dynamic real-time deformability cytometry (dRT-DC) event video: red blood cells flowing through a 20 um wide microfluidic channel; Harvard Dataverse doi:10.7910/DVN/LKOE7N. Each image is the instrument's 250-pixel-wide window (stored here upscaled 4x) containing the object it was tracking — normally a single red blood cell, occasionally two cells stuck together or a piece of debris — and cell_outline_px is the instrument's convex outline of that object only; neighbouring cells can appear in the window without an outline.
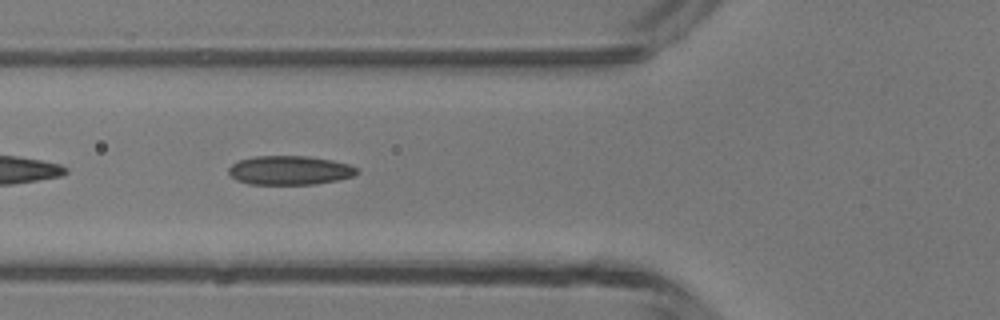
{"species": "common noctule bat (a hibernating species)", "species_latin": "Nyctalus noctula", "temperature_condition": "room temperature", "stored_images_in_passage": 46, "camera_frame_rate_fps": 3000, "um_per_image_px": 0.085, "animal": {"sex": "male", "body_mass_g": 13.3}, "frame": {"image": 1, "passage_image": 17, "time_ms": 5.333, "image_size_px": [1000, 320], "cell_outline_px": [[360, 172], [352, 176], [336, 180], [316, 184], [248, 184], [236, 180], [228, 172], [228, 168], [232, 164], [240, 160], [252, 156], [308, 156], [332, 160], [348, 164], [356, 168]], "centroid_in_image_um": [24.6, 14.47], "position_along_channel_um": 101.2, "area_um2": 21.68}}
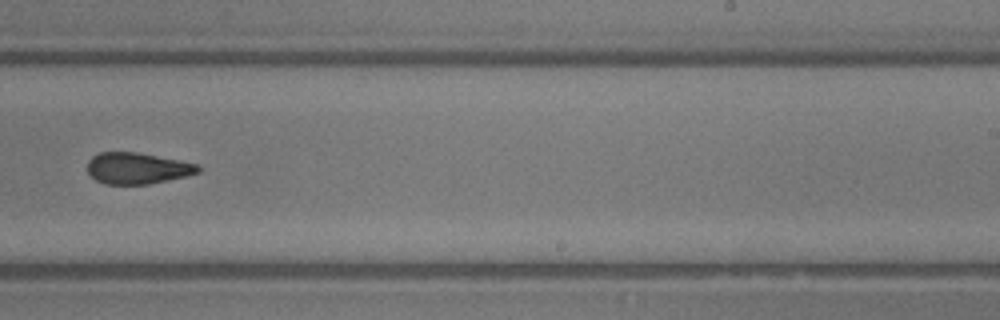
{"frame": {"image": 2, "passage_image": 29, "time_ms": 9.333, "image_size_px": [1000, 320], "cell_outline_px": [[200, 172], [184, 176], [148, 184], [104, 184], [96, 180], [88, 172], [88, 160], [92, 156], [100, 152], [136, 152], [200, 164]], "centroid_in_image_um": [11.66, 14.3], "position_along_channel_um": 277.3, "area_um2": 20.06}}
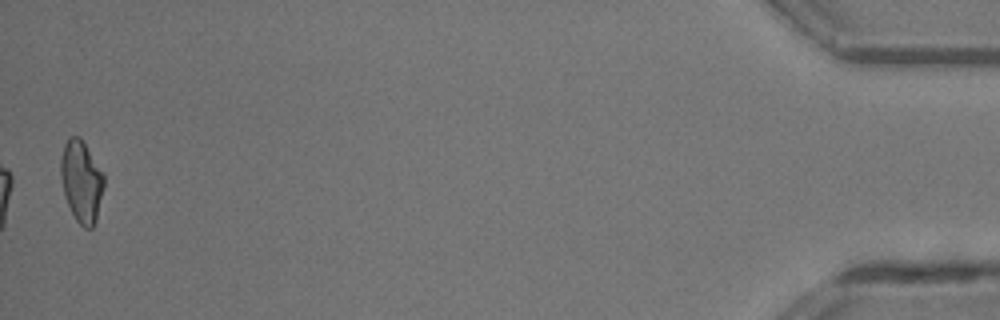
{"frame": {"image": 3, "passage_image": 46, "time_ms": 15.0, "image_size_px": [1000, 320], "cell_outline_px": [[104, 188], [96, 220], [92, 228], [84, 228], [76, 220], [68, 204], [64, 192], [60, 176], [60, 160], [64, 144], [68, 136], [80, 136], [104, 172]], "centroid_in_image_um": [6.93, 15.38], "position_along_channel_um": 428.3, "area_um2": 20.75}, "authors_computed_cell_mechanics": {"area_um2": 21.5594, "velocity_mm_per_s": 4.3931, "shape_relaxation_time_tau1_ms": 7.232, "shape_relaxation_time_tau2_ms": 2.3549, "deformation_change_tau1": 0.1571, "deformation_change_tau2": 0.0929}}